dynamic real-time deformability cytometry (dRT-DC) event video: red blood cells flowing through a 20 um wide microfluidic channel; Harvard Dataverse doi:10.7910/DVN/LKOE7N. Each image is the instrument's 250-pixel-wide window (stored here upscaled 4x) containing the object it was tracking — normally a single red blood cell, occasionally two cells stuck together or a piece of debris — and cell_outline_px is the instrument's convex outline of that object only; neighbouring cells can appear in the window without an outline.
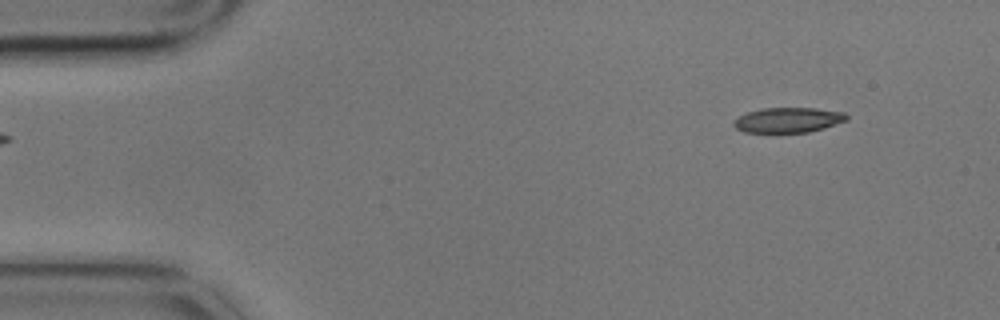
{"species": "common noctule bat (a hibernating species)", "species_latin": "Nyctalus noctula", "temperature_condition": "cold", "stored_images_in_passage": 3, "segment_of_instrument_passage": [2, 2], "camera_frame_rate_fps": 3000, "um_per_image_px": 0.085, "animal": {"sex": "male", "body_mass_g": 17.9}, "frame": {"image": 1, "passage_image": 3, "time_ms": 0.667, "image_size_px": [1000, 320], "cell_outline_px": [[848, 120], [824, 128], [808, 132], [776, 136], [744, 132], [736, 128], [732, 124], [732, 120], [748, 112], [760, 108], [816, 108], [844, 112], [848, 116]], "centroid_in_image_um": [66.93, 10.25], "position_along_channel_um": 18.1, "area_um2": 17.46}}